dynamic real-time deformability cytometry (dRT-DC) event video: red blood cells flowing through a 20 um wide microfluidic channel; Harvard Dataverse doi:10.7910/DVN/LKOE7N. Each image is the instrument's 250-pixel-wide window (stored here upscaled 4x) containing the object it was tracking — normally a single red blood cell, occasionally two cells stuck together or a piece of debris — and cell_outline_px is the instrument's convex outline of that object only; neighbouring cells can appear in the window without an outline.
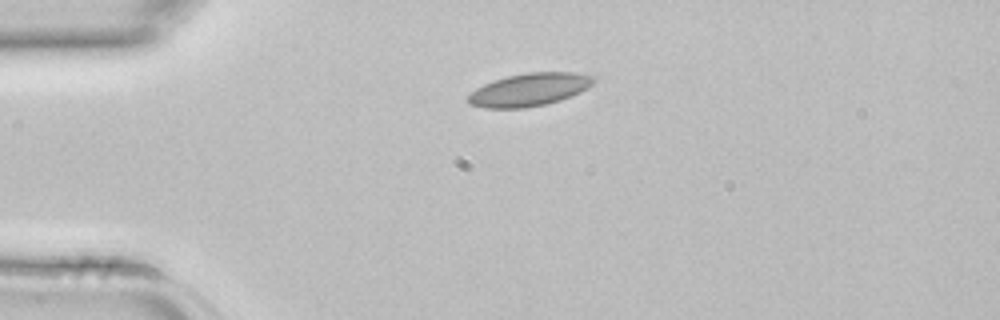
{"species": "common noctule bat (a hibernating species)", "species_latin": "Nyctalus noctula", "temperature_condition": "room temperature", "stored_images_in_passage": 1, "camera_frame_rate_fps": 3000, "um_per_image_px": 0.085, "animal": {"sex": "female", "body_mass_g": 22.7, "forearm_length_mm": 54.2}, "frame": {"image": 1, "passage_image": 1, "time_ms": 0.0, "image_size_px": [1000, 320], "cell_outline_px": [[596, 80], [588, 88], [580, 92], [560, 100], [544, 104], [524, 108], [484, 108], [472, 104], [468, 100], [468, 96], [476, 88], [492, 80], [508, 76], [528, 72], [572, 72], [596, 76]], "centroid_in_image_um": [45.02, 7.61], "position_along_channel_um": 40.0, "area_um2": 23.93}}